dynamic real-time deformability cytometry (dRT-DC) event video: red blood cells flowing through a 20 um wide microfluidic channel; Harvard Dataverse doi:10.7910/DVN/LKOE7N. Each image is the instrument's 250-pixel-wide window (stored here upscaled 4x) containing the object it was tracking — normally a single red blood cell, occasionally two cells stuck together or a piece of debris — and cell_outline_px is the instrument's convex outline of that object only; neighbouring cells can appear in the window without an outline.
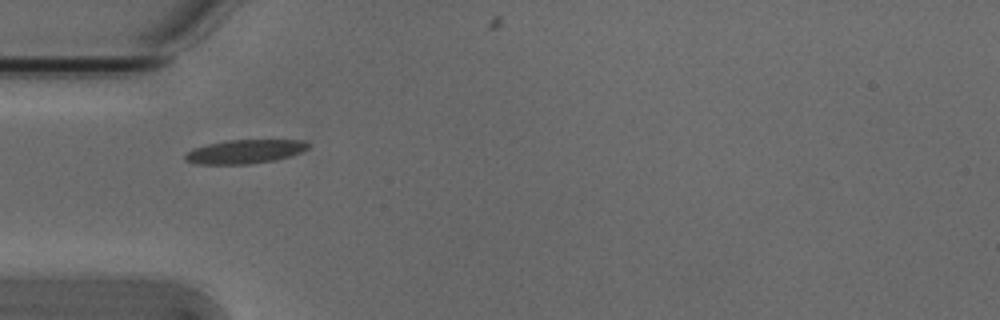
{"species": "Egyptian fruit bat (a non-hibernating species)", "species_latin": "Rousettus aegyptiacus", "temperature_condition": "cold", "stored_images_in_passage": 4, "camera_frame_rate_fps": 3000, "um_per_image_px": 0.085, "animal": {"sex": "male"}, "frame": {"image": 1, "passage_image": 1, "time_ms": 0.0, "image_size_px": [1000, 320], "cell_outline_px": [[308, 148], [300, 152], [288, 156], [272, 160], [248, 164], [196, 164], [184, 160], [184, 156], [192, 148], [224, 140], [304, 140], [308, 144]], "centroid_in_image_um": [20.75, 12.88], "position_along_channel_um": 64.3, "area_um2": 16.94}}
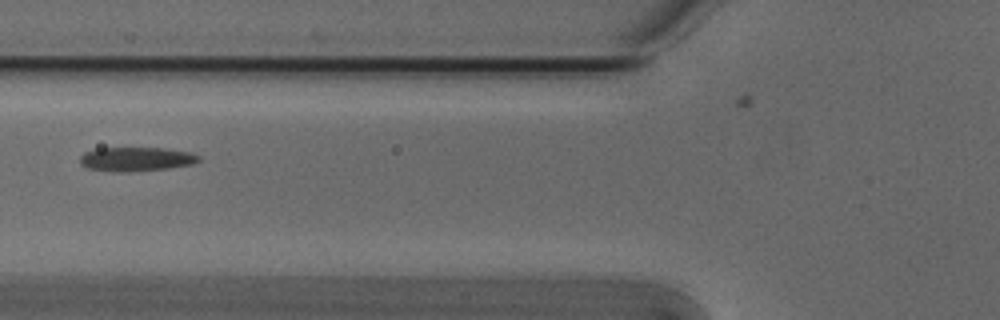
{"frame": {"image": 2, "passage_image": 2, "time_ms": 0.333, "image_size_px": [1000, 320], "cell_outline_px": [[200, 160], [192, 164], [168, 168], [88, 168], [80, 164], [80, 156], [84, 152], [96, 148], [164, 148], [192, 152], [200, 156]], "centroid_in_image_um": [11.65, 13.44], "position_along_channel_um": 114.2, "area_um2": 15.43}}